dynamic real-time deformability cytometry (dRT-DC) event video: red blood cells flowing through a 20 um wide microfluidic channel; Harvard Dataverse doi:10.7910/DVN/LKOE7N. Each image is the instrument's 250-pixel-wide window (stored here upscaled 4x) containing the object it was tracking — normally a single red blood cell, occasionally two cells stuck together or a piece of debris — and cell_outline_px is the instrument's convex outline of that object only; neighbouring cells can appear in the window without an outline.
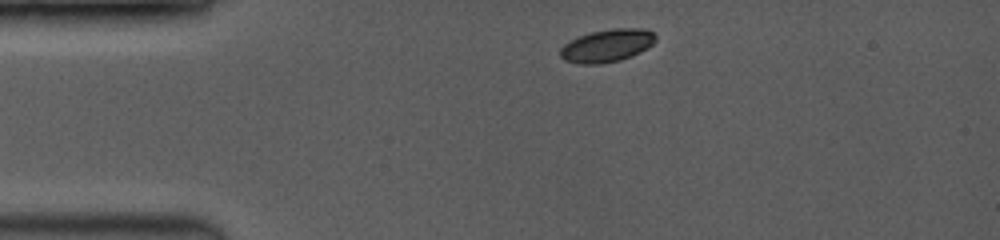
{"species": "common noctule bat (a hibernating species)", "species_latin": "Nyctalus noctula", "temperature_condition": "room temperature", "stored_images_in_passage": 2, "camera_frame_rate_fps": 3500, "um_per_image_px": 0.085, "animal": {"sex": "female", "body_mass_g": 19.0, "forearm_length_mm": 53.3}, "frame": {"image": 1, "passage_image": 1, "time_ms": 0.0, "image_size_px": [1000, 240], "cell_outline_px": [[656, 40], [648, 48], [632, 56], [620, 60], [600, 64], [580, 64], [564, 60], [560, 56], [560, 48], [564, 44], [580, 36], [592, 32], [616, 28], [640, 28], [652, 32], [656, 36]], "centroid_in_image_um": [51.6, 3.89], "position_along_channel_um": 33.4, "area_um2": 18.09}}